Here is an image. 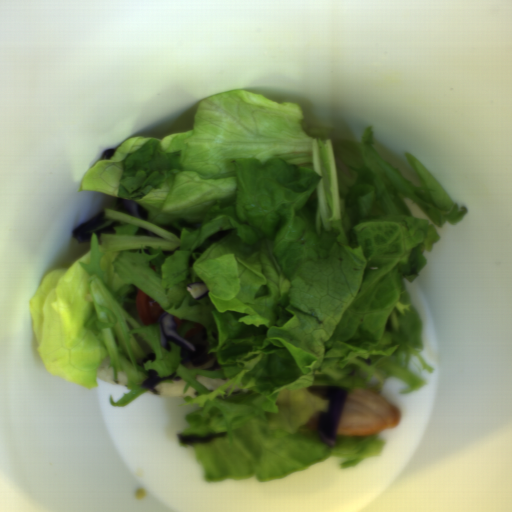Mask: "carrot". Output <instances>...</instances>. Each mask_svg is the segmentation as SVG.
Wrapping results in <instances>:
<instances>
[{
    "label": "carrot",
    "instance_id": "obj_1",
    "mask_svg": "<svg viewBox=\"0 0 512 512\" xmlns=\"http://www.w3.org/2000/svg\"><path fill=\"white\" fill-rule=\"evenodd\" d=\"M186 382L183 378L180 381L173 380H164L157 383L153 389H155L156 394L163 395L165 397H185L192 396L197 397L198 393L195 388L188 387L187 390L183 393Z\"/></svg>",
    "mask_w": 512,
    "mask_h": 512
},
{
    "label": "carrot",
    "instance_id": "obj_2",
    "mask_svg": "<svg viewBox=\"0 0 512 512\" xmlns=\"http://www.w3.org/2000/svg\"><path fill=\"white\" fill-rule=\"evenodd\" d=\"M113 369L114 367H111V359L110 356H106L103 358L102 362L100 363L96 376L104 380L109 385H120V386H126L128 379L126 373L122 372H116L115 379L118 381L117 383H114L113 381Z\"/></svg>",
    "mask_w": 512,
    "mask_h": 512
},
{
    "label": "carrot",
    "instance_id": "obj_3",
    "mask_svg": "<svg viewBox=\"0 0 512 512\" xmlns=\"http://www.w3.org/2000/svg\"><path fill=\"white\" fill-rule=\"evenodd\" d=\"M195 378L198 384L205 387L209 391H214L218 389L221 385L226 384L229 381V379L210 377L199 373L195 376Z\"/></svg>",
    "mask_w": 512,
    "mask_h": 512
}]
</instances>
